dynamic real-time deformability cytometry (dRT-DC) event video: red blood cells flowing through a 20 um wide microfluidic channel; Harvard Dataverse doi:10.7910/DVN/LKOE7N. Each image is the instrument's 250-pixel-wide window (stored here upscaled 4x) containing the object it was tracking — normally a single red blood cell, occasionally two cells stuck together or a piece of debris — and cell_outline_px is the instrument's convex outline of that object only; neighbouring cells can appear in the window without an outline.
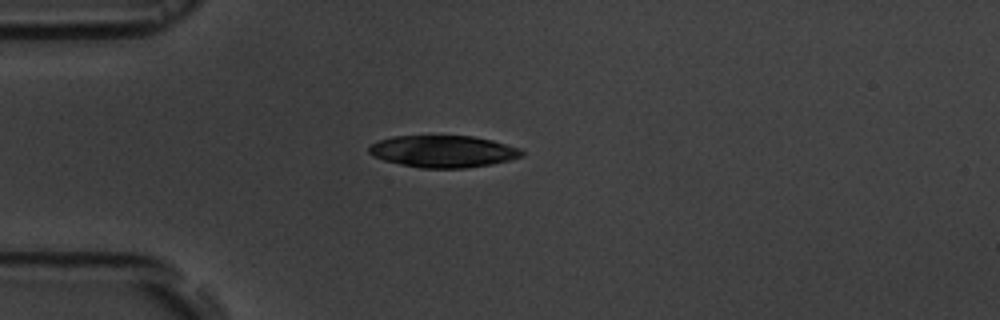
{"species": "common noctule bat (a hibernating species)", "species_latin": "Nyctalus noctula", "temperature_condition": "room temperature", "stored_images_in_passage": 10, "camera_frame_rate_fps": 3000, "um_per_image_px": 0.085, "animal": {"sex": "male", "body_mass_g": 19.5, "forearm_length_mm": 54.6}, "frame": {"image": 1, "passage_image": 4, "time_ms": 3.667, "image_size_px": [1000, 320], "cell_outline_px": [[524, 156], [492, 164], [464, 168], [424, 168], [400, 164], [384, 160], [372, 156], [368, 152], [368, 144], [392, 136], [472, 136], [492, 140], [520, 148], [524, 152]], "centroid_in_image_um": [37.65, 12.86], "position_along_channel_um": 47.4, "area_um2": 28.5}}